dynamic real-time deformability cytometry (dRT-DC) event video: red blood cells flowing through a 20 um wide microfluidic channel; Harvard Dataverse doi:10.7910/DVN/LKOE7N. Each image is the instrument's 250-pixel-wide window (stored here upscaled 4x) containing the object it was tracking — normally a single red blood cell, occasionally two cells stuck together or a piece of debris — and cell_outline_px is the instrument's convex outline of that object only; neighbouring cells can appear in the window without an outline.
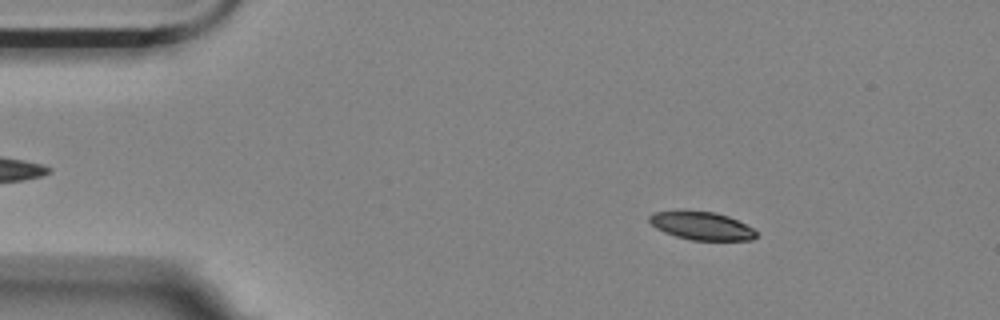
{"species": "Egyptian fruit bat (a non-hibernating species)", "species_latin": "Rousettus aegyptiacus", "temperature_condition": "room temperature", "stored_images_in_passage": 56, "camera_frame_rate_fps": 3000, "um_per_image_px": 0.085, "animal": {"sex": "female"}, "frame": {"image": 1, "passage_image": 8, "time_ms": 2.333, "image_size_px": [1000, 320], "cell_outline_px": [[756, 236], [752, 240], [692, 240], [676, 236], [664, 232], [656, 228], [648, 220], [648, 216], [652, 212], [712, 212], [728, 216], [752, 228], [756, 232]], "centroid_in_image_um": [59.62, 19.21], "position_along_channel_um": 25.4, "area_um2": 16.99}}
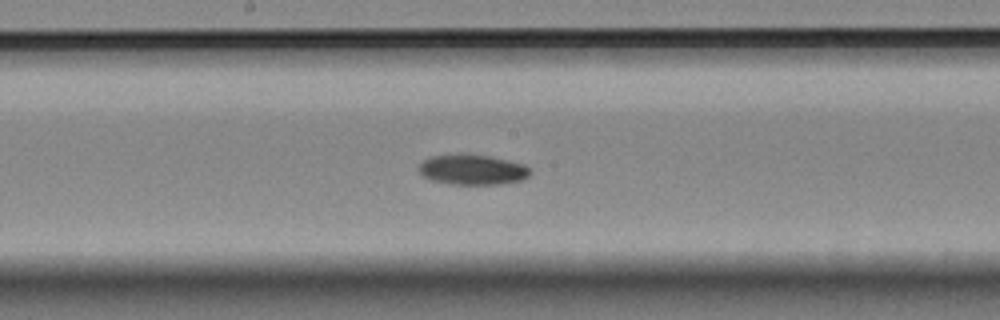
{"frame": {"image": 2, "passage_image": 29, "time_ms": 9.333, "image_size_px": [1000, 320], "cell_outline_px": [[532, 172], [528, 176], [520, 180], [500, 184], [448, 184], [432, 180], [424, 176], [416, 168], [424, 160], [432, 156], [460, 152], [464, 152], [488, 156], [524, 164]], "centroid_in_image_um": [40.12, 14.4], "position_along_channel_um": 208.1, "area_um2": 19.83}}
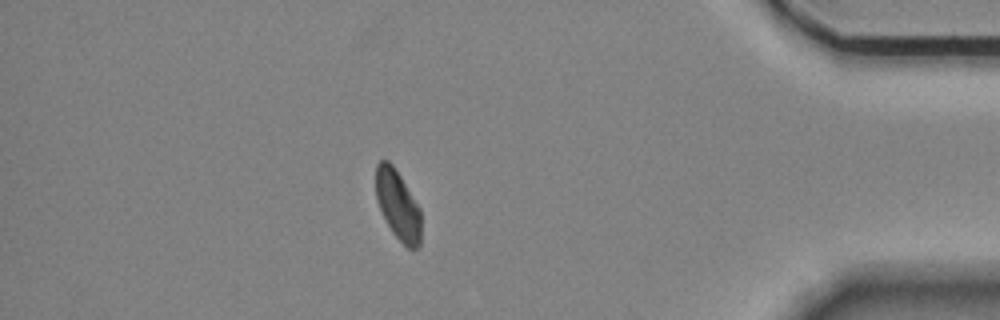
{"frame": {"image": 3, "passage_image": 49, "time_ms": 16.0, "image_size_px": [1000, 320], "cell_outline_px": [[420, 244], [416, 248], [408, 248], [392, 232], [376, 200], [376, 164], [380, 160], [388, 160], [392, 164], [400, 176], [420, 208]], "centroid_in_image_um": [33.81, 17.4], "position_along_channel_um": 401.4, "area_um2": 17.98}, "authors_computed_cell_mechanics": {"area_um2": 19.1318, "velocity_mm_per_s": 3.5024, "shape_relaxation_time_tau1_ms": 3.8092, "shape_relaxation_time_tau2_ms": null, "deformation_change_tau1": 0.0894, "deformation_change_tau2": null}}